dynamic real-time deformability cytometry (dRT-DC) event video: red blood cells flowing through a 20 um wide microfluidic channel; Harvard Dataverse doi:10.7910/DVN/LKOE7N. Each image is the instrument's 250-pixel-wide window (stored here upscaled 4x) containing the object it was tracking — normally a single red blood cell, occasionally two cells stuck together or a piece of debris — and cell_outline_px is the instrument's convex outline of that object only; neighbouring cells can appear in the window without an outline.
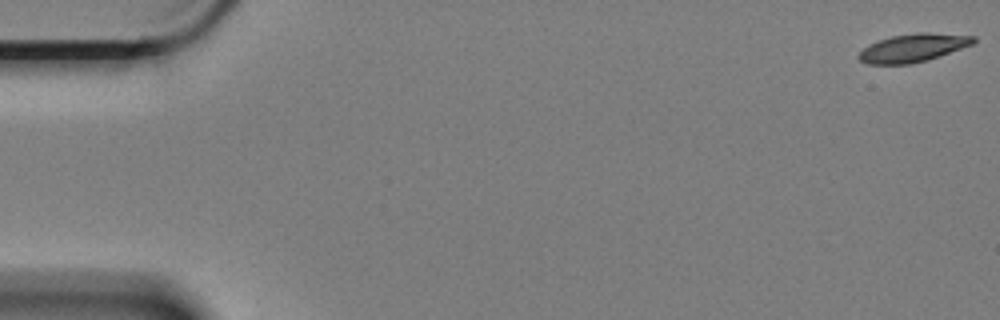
{"species": "Egyptian fruit bat (a non-hibernating species)", "species_latin": "Rousettus aegyptiacus", "temperature_condition": "cold", "stored_images_in_passage": 60, "camera_frame_rate_fps": 3000, "um_per_image_px": 0.085, "animal": {"sex": "female"}, "frame": {"image": 1, "passage_image": 1, "time_ms": 0.0, "image_size_px": [1000, 320], "cell_outline_px": [[976, 40], [972, 44], [924, 60], [908, 64], [868, 64], [860, 60], [856, 56], [868, 44], [892, 36], [916, 32], [928, 32], [976, 36]], "centroid_in_image_um": [77.57, 4.05], "position_along_channel_um": 7.4, "area_um2": 18.44}}
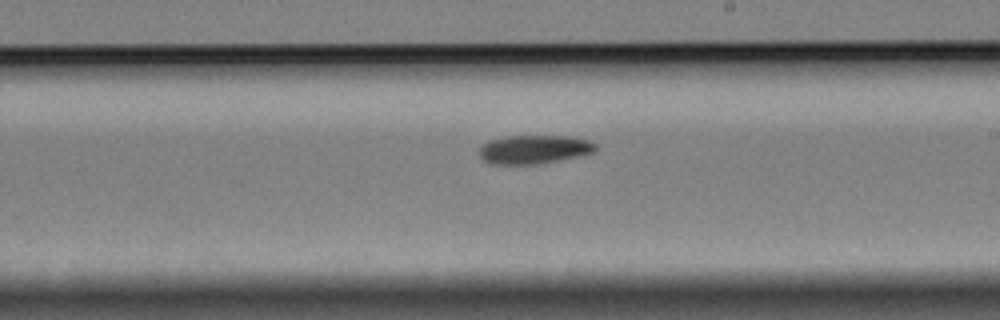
{"frame": {"image": 2, "passage_image": 35, "time_ms": 11.333, "image_size_px": [1000, 320], "cell_outline_px": [[596, 148], [592, 152], [580, 156], [540, 164], [492, 164], [484, 160], [480, 156], [480, 148], [488, 140], [504, 136], [572, 136], [588, 140], [596, 144]], "centroid_in_image_um": [45.4, 12.69], "position_along_channel_um": 243.6, "area_um2": 19.48}}
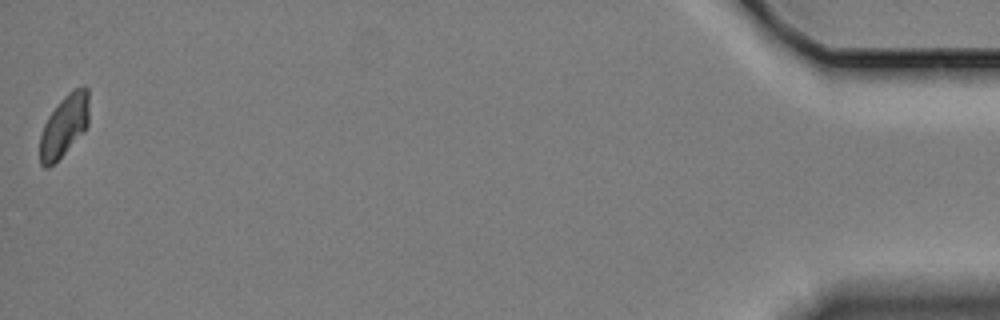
{"frame": {"image": 3, "passage_image": 60, "time_ms": 19.667, "image_size_px": [1000, 320], "cell_outline_px": [[88, 124], [84, 132], [48, 168], [44, 168], [40, 164], [40, 136], [44, 124], [48, 116], [60, 100], [72, 88], [84, 84], [88, 88]], "centroid_in_image_um": [5.46, 10.63], "position_along_channel_um": 429.7, "area_um2": 17.69}, "authors_computed_cell_mechanics": {"area_um2": 19.4497, "velocity_mm_per_s": 3.3324, "shape_relaxation_time_tau1_ms": 3.2015, "shape_relaxation_time_tau2_ms": null, "deformation_change_tau1": 0.1133, "deformation_change_tau2": null}}